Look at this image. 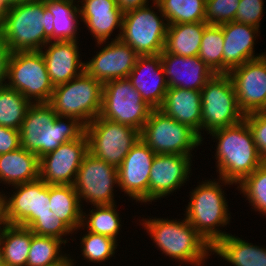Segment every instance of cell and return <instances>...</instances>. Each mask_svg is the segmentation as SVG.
<instances>
[{
  "instance_id": "1",
  "label": "cell",
  "mask_w": 266,
  "mask_h": 266,
  "mask_svg": "<svg viewBox=\"0 0 266 266\" xmlns=\"http://www.w3.org/2000/svg\"><path fill=\"white\" fill-rule=\"evenodd\" d=\"M54 17L45 0H31L3 11L0 39L12 52L38 51L54 41Z\"/></svg>"
},
{
  "instance_id": "2",
  "label": "cell",
  "mask_w": 266,
  "mask_h": 266,
  "mask_svg": "<svg viewBox=\"0 0 266 266\" xmlns=\"http://www.w3.org/2000/svg\"><path fill=\"white\" fill-rule=\"evenodd\" d=\"M85 129L77 118L57 116L49 103H32L19 130L21 147L40 158L61 144L81 138Z\"/></svg>"
},
{
  "instance_id": "3",
  "label": "cell",
  "mask_w": 266,
  "mask_h": 266,
  "mask_svg": "<svg viewBox=\"0 0 266 266\" xmlns=\"http://www.w3.org/2000/svg\"><path fill=\"white\" fill-rule=\"evenodd\" d=\"M209 134L218 141L215 157L220 178L238 186L263 163L245 120Z\"/></svg>"
},
{
  "instance_id": "4",
  "label": "cell",
  "mask_w": 266,
  "mask_h": 266,
  "mask_svg": "<svg viewBox=\"0 0 266 266\" xmlns=\"http://www.w3.org/2000/svg\"><path fill=\"white\" fill-rule=\"evenodd\" d=\"M142 225L163 254L183 263L202 266L212 247L184 218L177 221L163 218L143 219ZM210 252V254H209ZM181 261V262H180ZM203 263V264H202Z\"/></svg>"
},
{
  "instance_id": "5",
  "label": "cell",
  "mask_w": 266,
  "mask_h": 266,
  "mask_svg": "<svg viewBox=\"0 0 266 266\" xmlns=\"http://www.w3.org/2000/svg\"><path fill=\"white\" fill-rule=\"evenodd\" d=\"M218 179V182L211 179L202 181L190 192V202L184 214L186 220L211 247L228 235L217 228L225 227L230 222L228 202L221 187L224 184L225 186L234 184L222 178Z\"/></svg>"
},
{
  "instance_id": "6",
  "label": "cell",
  "mask_w": 266,
  "mask_h": 266,
  "mask_svg": "<svg viewBox=\"0 0 266 266\" xmlns=\"http://www.w3.org/2000/svg\"><path fill=\"white\" fill-rule=\"evenodd\" d=\"M103 83L85 71L54 87L49 104L57 116L74 117L85 125L98 117L102 108Z\"/></svg>"
},
{
  "instance_id": "7",
  "label": "cell",
  "mask_w": 266,
  "mask_h": 266,
  "mask_svg": "<svg viewBox=\"0 0 266 266\" xmlns=\"http://www.w3.org/2000/svg\"><path fill=\"white\" fill-rule=\"evenodd\" d=\"M152 3L160 16L148 5L123 13L120 40L139 56L158 55L164 50L168 23L159 4Z\"/></svg>"
},
{
  "instance_id": "8",
  "label": "cell",
  "mask_w": 266,
  "mask_h": 266,
  "mask_svg": "<svg viewBox=\"0 0 266 266\" xmlns=\"http://www.w3.org/2000/svg\"><path fill=\"white\" fill-rule=\"evenodd\" d=\"M7 80V87L17 90L31 103L50 102L54 86L40 50L12 52Z\"/></svg>"
},
{
  "instance_id": "9",
  "label": "cell",
  "mask_w": 266,
  "mask_h": 266,
  "mask_svg": "<svg viewBox=\"0 0 266 266\" xmlns=\"http://www.w3.org/2000/svg\"><path fill=\"white\" fill-rule=\"evenodd\" d=\"M201 100L202 129L208 134L244 120L229 74H214L201 89Z\"/></svg>"
},
{
  "instance_id": "10",
  "label": "cell",
  "mask_w": 266,
  "mask_h": 266,
  "mask_svg": "<svg viewBox=\"0 0 266 266\" xmlns=\"http://www.w3.org/2000/svg\"><path fill=\"white\" fill-rule=\"evenodd\" d=\"M140 139L155 154L192 155L195 147L202 144L200 136L189 126L153 109L147 119Z\"/></svg>"
},
{
  "instance_id": "11",
  "label": "cell",
  "mask_w": 266,
  "mask_h": 266,
  "mask_svg": "<svg viewBox=\"0 0 266 266\" xmlns=\"http://www.w3.org/2000/svg\"><path fill=\"white\" fill-rule=\"evenodd\" d=\"M152 110L128 78L103 83L102 118L141 132Z\"/></svg>"
},
{
  "instance_id": "12",
  "label": "cell",
  "mask_w": 266,
  "mask_h": 266,
  "mask_svg": "<svg viewBox=\"0 0 266 266\" xmlns=\"http://www.w3.org/2000/svg\"><path fill=\"white\" fill-rule=\"evenodd\" d=\"M89 153L118 168L139 141L140 131L100 115L86 125Z\"/></svg>"
},
{
  "instance_id": "13",
  "label": "cell",
  "mask_w": 266,
  "mask_h": 266,
  "mask_svg": "<svg viewBox=\"0 0 266 266\" xmlns=\"http://www.w3.org/2000/svg\"><path fill=\"white\" fill-rule=\"evenodd\" d=\"M115 185H119L117 168L88 152L73 183L80 202L84 199L93 206L115 204Z\"/></svg>"
},
{
  "instance_id": "14",
  "label": "cell",
  "mask_w": 266,
  "mask_h": 266,
  "mask_svg": "<svg viewBox=\"0 0 266 266\" xmlns=\"http://www.w3.org/2000/svg\"><path fill=\"white\" fill-rule=\"evenodd\" d=\"M89 152L86 134L61 144L39 158V178L48 185H73L80 165Z\"/></svg>"
},
{
  "instance_id": "15",
  "label": "cell",
  "mask_w": 266,
  "mask_h": 266,
  "mask_svg": "<svg viewBox=\"0 0 266 266\" xmlns=\"http://www.w3.org/2000/svg\"><path fill=\"white\" fill-rule=\"evenodd\" d=\"M244 115L266 111V54L249 60L229 73Z\"/></svg>"
},
{
  "instance_id": "16",
  "label": "cell",
  "mask_w": 266,
  "mask_h": 266,
  "mask_svg": "<svg viewBox=\"0 0 266 266\" xmlns=\"http://www.w3.org/2000/svg\"><path fill=\"white\" fill-rule=\"evenodd\" d=\"M14 189L11 197L4 195L5 222L29 227L45 208L46 199H49V185L39 178L14 185Z\"/></svg>"
},
{
  "instance_id": "17",
  "label": "cell",
  "mask_w": 266,
  "mask_h": 266,
  "mask_svg": "<svg viewBox=\"0 0 266 266\" xmlns=\"http://www.w3.org/2000/svg\"><path fill=\"white\" fill-rule=\"evenodd\" d=\"M155 155L139 139L117 168L119 189L136 202H148L149 177Z\"/></svg>"
},
{
  "instance_id": "18",
  "label": "cell",
  "mask_w": 266,
  "mask_h": 266,
  "mask_svg": "<svg viewBox=\"0 0 266 266\" xmlns=\"http://www.w3.org/2000/svg\"><path fill=\"white\" fill-rule=\"evenodd\" d=\"M191 157L192 155H155L149 177L148 202L168 196L189 180Z\"/></svg>"
},
{
  "instance_id": "19",
  "label": "cell",
  "mask_w": 266,
  "mask_h": 266,
  "mask_svg": "<svg viewBox=\"0 0 266 266\" xmlns=\"http://www.w3.org/2000/svg\"><path fill=\"white\" fill-rule=\"evenodd\" d=\"M110 42L85 63V72L102 83L127 78L139 56L120 39Z\"/></svg>"
},
{
  "instance_id": "20",
  "label": "cell",
  "mask_w": 266,
  "mask_h": 266,
  "mask_svg": "<svg viewBox=\"0 0 266 266\" xmlns=\"http://www.w3.org/2000/svg\"><path fill=\"white\" fill-rule=\"evenodd\" d=\"M160 57L168 88L201 91L215 74L198 55L185 57L163 50Z\"/></svg>"
},
{
  "instance_id": "21",
  "label": "cell",
  "mask_w": 266,
  "mask_h": 266,
  "mask_svg": "<svg viewBox=\"0 0 266 266\" xmlns=\"http://www.w3.org/2000/svg\"><path fill=\"white\" fill-rule=\"evenodd\" d=\"M127 78L149 106L153 109L161 107L168 85L160 54L138 56L135 66Z\"/></svg>"
},
{
  "instance_id": "22",
  "label": "cell",
  "mask_w": 266,
  "mask_h": 266,
  "mask_svg": "<svg viewBox=\"0 0 266 266\" xmlns=\"http://www.w3.org/2000/svg\"><path fill=\"white\" fill-rule=\"evenodd\" d=\"M77 44V41H49L40 50L54 87L65 84L85 71V62L80 60Z\"/></svg>"
},
{
  "instance_id": "23",
  "label": "cell",
  "mask_w": 266,
  "mask_h": 266,
  "mask_svg": "<svg viewBox=\"0 0 266 266\" xmlns=\"http://www.w3.org/2000/svg\"><path fill=\"white\" fill-rule=\"evenodd\" d=\"M81 21L91 32L95 42L102 45L112 35L114 29L120 33L111 40H119L122 31L123 12L117 6L116 0H78Z\"/></svg>"
},
{
  "instance_id": "24",
  "label": "cell",
  "mask_w": 266,
  "mask_h": 266,
  "mask_svg": "<svg viewBox=\"0 0 266 266\" xmlns=\"http://www.w3.org/2000/svg\"><path fill=\"white\" fill-rule=\"evenodd\" d=\"M222 31L224 36L223 74H228L232 69L243 65L245 62L266 54L263 52L254 55V44L260 32L259 28L232 21L223 24Z\"/></svg>"
},
{
  "instance_id": "25",
  "label": "cell",
  "mask_w": 266,
  "mask_h": 266,
  "mask_svg": "<svg viewBox=\"0 0 266 266\" xmlns=\"http://www.w3.org/2000/svg\"><path fill=\"white\" fill-rule=\"evenodd\" d=\"M166 116L189 126L202 140L201 91L183 88H168L163 104L159 108Z\"/></svg>"
},
{
  "instance_id": "26",
  "label": "cell",
  "mask_w": 266,
  "mask_h": 266,
  "mask_svg": "<svg viewBox=\"0 0 266 266\" xmlns=\"http://www.w3.org/2000/svg\"><path fill=\"white\" fill-rule=\"evenodd\" d=\"M39 157L23 147L0 155V183L14 186L39 179Z\"/></svg>"
},
{
  "instance_id": "27",
  "label": "cell",
  "mask_w": 266,
  "mask_h": 266,
  "mask_svg": "<svg viewBox=\"0 0 266 266\" xmlns=\"http://www.w3.org/2000/svg\"><path fill=\"white\" fill-rule=\"evenodd\" d=\"M212 252L234 266H266V248L232 234L219 240L212 247Z\"/></svg>"
},
{
  "instance_id": "28",
  "label": "cell",
  "mask_w": 266,
  "mask_h": 266,
  "mask_svg": "<svg viewBox=\"0 0 266 266\" xmlns=\"http://www.w3.org/2000/svg\"><path fill=\"white\" fill-rule=\"evenodd\" d=\"M206 21L168 25L164 51L185 57L199 53Z\"/></svg>"
},
{
  "instance_id": "29",
  "label": "cell",
  "mask_w": 266,
  "mask_h": 266,
  "mask_svg": "<svg viewBox=\"0 0 266 266\" xmlns=\"http://www.w3.org/2000/svg\"><path fill=\"white\" fill-rule=\"evenodd\" d=\"M33 232L21 225L5 224L0 230L5 266H26Z\"/></svg>"
},
{
  "instance_id": "30",
  "label": "cell",
  "mask_w": 266,
  "mask_h": 266,
  "mask_svg": "<svg viewBox=\"0 0 266 266\" xmlns=\"http://www.w3.org/2000/svg\"><path fill=\"white\" fill-rule=\"evenodd\" d=\"M75 0H45V6L54 17V41H77L79 4Z\"/></svg>"
},
{
  "instance_id": "31",
  "label": "cell",
  "mask_w": 266,
  "mask_h": 266,
  "mask_svg": "<svg viewBox=\"0 0 266 266\" xmlns=\"http://www.w3.org/2000/svg\"><path fill=\"white\" fill-rule=\"evenodd\" d=\"M62 244L65 243L57 238L34 234L26 266H74V259L61 253Z\"/></svg>"
},
{
  "instance_id": "32",
  "label": "cell",
  "mask_w": 266,
  "mask_h": 266,
  "mask_svg": "<svg viewBox=\"0 0 266 266\" xmlns=\"http://www.w3.org/2000/svg\"><path fill=\"white\" fill-rule=\"evenodd\" d=\"M49 198L58 218L73 232L81 226L82 204L73 185H49Z\"/></svg>"
},
{
  "instance_id": "33",
  "label": "cell",
  "mask_w": 266,
  "mask_h": 266,
  "mask_svg": "<svg viewBox=\"0 0 266 266\" xmlns=\"http://www.w3.org/2000/svg\"><path fill=\"white\" fill-rule=\"evenodd\" d=\"M94 208L87 215L82 212L81 226L78 229L84 227L89 232L105 235L117 241V235L122 226L119 213L116 211V205H101L94 206Z\"/></svg>"
},
{
  "instance_id": "34",
  "label": "cell",
  "mask_w": 266,
  "mask_h": 266,
  "mask_svg": "<svg viewBox=\"0 0 266 266\" xmlns=\"http://www.w3.org/2000/svg\"><path fill=\"white\" fill-rule=\"evenodd\" d=\"M168 25L205 21L206 0H156Z\"/></svg>"
},
{
  "instance_id": "35",
  "label": "cell",
  "mask_w": 266,
  "mask_h": 266,
  "mask_svg": "<svg viewBox=\"0 0 266 266\" xmlns=\"http://www.w3.org/2000/svg\"><path fill=\"white\" fill-rule=\"evenodd\" d=\"M32 103L17 90L0 87V126L20 130Z\"/></svg>"
},
{
  "instance_id": "36",
  "label": "cell",
  "mask_w": 266,
  "mask_h": 266,
  "mask_svg": "<svg viewBox=\"0 0 266 266\" xmlns=\"http://www.w3.org/2000/svg\"><path fill=\"white\" fill-rule=\"evenodd\" d=\"M223 44L222 25L208 24L202 35L198 57L215 74H223Z\"/></svg>"
},
{
  "instance_id": "37",
  "label": "cell",
  "mask_w": 266,
  "mask_h": 266,
  "mask_svg": "<svg viewBox=\"0 0 266 266\" xmlns=\"http://www.w3.org/2000/svg\"><path fill=\"white\" fill-rule=\"evenodd\" d=\"M237 188L255 211L266 215V162L246 176Z\"/></svg>"
},
{
  "instance_id": "38",
  "label": "cell",
  "mask_w": 266,
  "mask_h": 266,
  "mask_svg": "<svg viewBox=\"0 0 266 266\" xmlns=\"http://www.w3.org/2000/svg\"><path fill=\"white\" fill-rule=\"evenodd\" d=\"M33 234L38 236L54 237L65 244L68 242L67 238L63 239V236L67 234H73L74 232L58 218L53 208V198L46 199V205L43 211L39 214V218L36 219L29 227Z\"/></svg>"
},
{
  "instance_id": "39",
  "label": "cell",
  "mask_w": 266,
  "mask_h": 266,
  "mask_svg": "<svg viewBox=\"0 0 266 266\" xmlns=\"http://www.w3.org/2000/svg\"><path fill=\"white\" fill-rule=\"evenodd\" d=\"M87 232L81 239L83 258L93 263L109 260L115 254L118 242L105 235Z\"/></svg>"
},
{
  "instance_id": "40",
  "label": "cell",
  "mask_w": 266,
  "mask_h": 266,
  "mask_svg": "<svg viewBox=\"0 0 266 266\" xmlns=\"http://www.w3.org/2000/svg\"><path fill=\"white\" fill-rule=\"evenodd\" d=\"M240 0H206L205 21L210 25H223L235 21Z\"/></svg>"
},
{
  "instance_id": "41",
  "label": "cell",
  "mask_w": 266,
  "mask_h": 266,
  "mask_svg": "<svg viewBox=\"0 0 266 266\" xmlns=\"http://www.w3.org/2000/svg\"><path fill=\"white\" fill-rule=\"evenodd\" d=\"M256 144L260 159L266 162V111H256L245 115Z\"/></svg>"
},
{
  "instance_id": "42",
  "label": "cell",
  "mask_w": 266,
  "mask_h": 266,
  "mask_svg": "<svg viewBox=\"0 0 266 266\" xmlns=\"http://www.w3.org/2000/svg\"><path fill=\"white\" fill-rule=\"evenodd\" d=\"M263 4V0H240L235 22L260 28Z\"/></svg>"
},
{
  "instance_id": "43",
  "label": "cell",
  "mask_w": 266,
  "mask_h": 266,
  "mask_svg": "<svg viewBox=\"0 0 266 266\" xmlns=\"http://www.w3.org/2000/svg\"><path fill=\"white\" fill-rule=\"evenodd\" d=\"M21 147L20 131L0 126V155Z\"/></svg>"
},
{
  "instance_id": "44",
  "label": "cell",
  "mask_w": 266,
  "mask_h": 266,
  "mask_svg": "<svg viewBox=\"0 0 266 266\" xmlns=\"http://www.w3.org/2000/svg\"><path fill=\"white\" fill-rule=\"evenodd\" d=\"M12 51L0 39V87L6 85L8 64Z\"/></svg>"
},
{
  "instance_id": "45",
  "label": "cell",
  "mask_w": 266,
  "mask_h": 266,
  "mask_svg": "<svg viewBox=\"0 0 266 266\" xmlns=\"http://www.w3.org/2000/svg\"><path fill=\"white\" fill-rule=\"evenodd\" d=\"M149 0H116L119 9L125 13L149 5ZM156 0H153L155 2Z\"/></svg>"
},
{
  "instance_id": "46",
  "label": "cell",
  "mask_w": 266,
  "mask_h": 266,
  "mask_svg": "<svg viewBox=\"0 0 266 266\" xmlns=\"http://www.w3.org/2000/svg\"><path fill=\"white\" fill-rule=\"evenodd\" d=\"M26 1H31V0H0V9L2 11H5L14 5H17L22 2H26Z\"/></svg>"
},
{
  "instance_id": "47",
  "label": "cell",
  "mask_w": 266,
  "mask_h": 266,
  "mask_svg": "<svg viewBox=\"0 0 266 266\" xmlns=\"http://www.w3.org/2000/svg\"><path fill=\"white\" fill-rule=\"evenodd\" d=\"M4 195L0 192V230L4 227L6 224L4 219ZM3 225V226H2Z\"/></svg>"
},
{
  "instance_id": "48",
  "label": "cell",
  "mask_w": 266,
  "mask_h": 266,
  "mask_svg": "<svg viewBox=\"0 0 266 266\" xmlns=\"http://www.w3.org/2000/svg\"><path fill=\"white\" fill-rule=\"evenodd\" d=\"M0 266H5L4 260H3V249L0 241Z\"/></svg>"
},
{
  "instance_id": "49",
  "label": "cell",
  "mask_w": 266,
  "mask_h": 266,
  "mask_svg": "<svg viewBox=\"0 0 266 266\" xmlns=\"http://www.w3.org/2000/svg\"><path fill=\"white\" fill-rule=\"evenodd\" d=\"M2 21H3V11L0 9V29L2 26Z\"/></svg>"
}]
</instances>
